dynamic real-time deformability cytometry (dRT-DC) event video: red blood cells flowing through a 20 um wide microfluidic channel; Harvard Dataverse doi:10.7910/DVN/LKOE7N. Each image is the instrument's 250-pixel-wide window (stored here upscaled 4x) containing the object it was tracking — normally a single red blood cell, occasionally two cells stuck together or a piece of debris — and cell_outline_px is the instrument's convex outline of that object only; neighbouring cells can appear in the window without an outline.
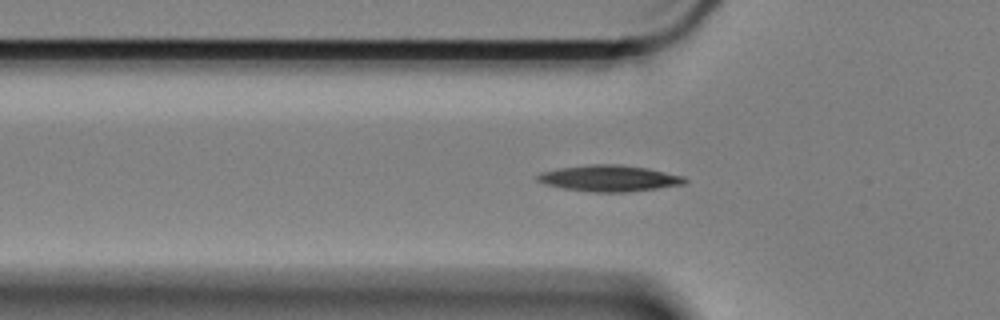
{"species": "Egyptian fruit bat (a non-hibernating species)", "species_latin": "Rousettus aegyptiacus", "temperature_condition": "cold", "stored_images_in_passage": 48, "camera_frame_rate_fps": 3000, "um_per_image_px": 0.085, "animal": {"sex": "female"}, "frame": {"image": 1, "passage_image": 6, "time_ms": 1.667, "image_size_px": [1000, 320], "cell_outline_px": [[688, 180], [684, 184], [628, 192], [592, 192], [564, 188], [544, 184], [536, 180], [536, 176], [540, 172], [560, 168], [592, 164], [620, 164], [648, 168], [684, 176]], "centroid_in_image_um": [51.78, 15.15], "position_along_channel_um": 74.0, "area_um2": 22.48}}
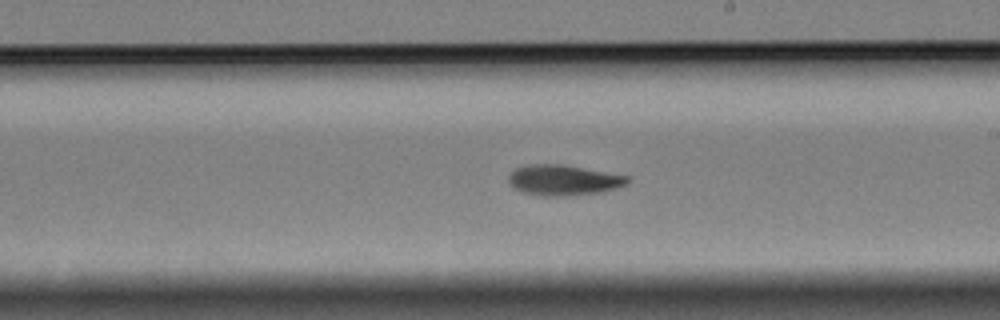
{"frame": {"image": 2, "passage_image": 21, "time_ms": 6.667, "image_size_px": [1000, 320], "cell_outline_px": [[628, 184], [600, 192], [568, 196], [540, 196], [520, 192], [512, 188], [508, 180], [508, 176], [516, 168], [528, 164], [560, 164], [628, 176]], "centroid_in_image_um": [47.82, 15.32], "position_along_channel_um": 241.2, "area_um2": 21.1}}
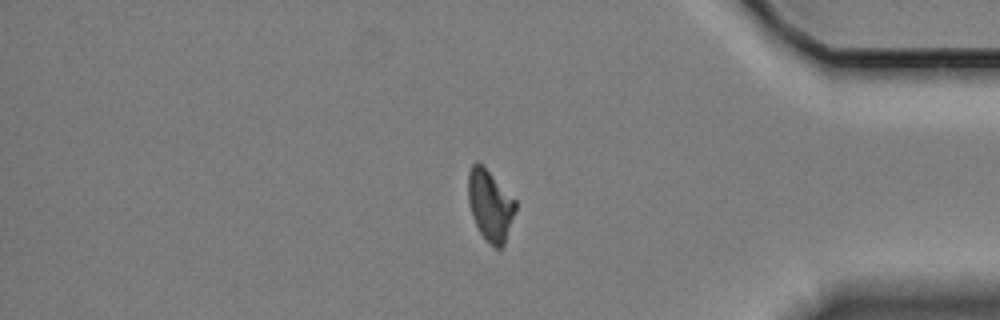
{"frame": {"image": 3, "passage_image": 37, "time_ms": 12.0, "image_size_px": [1000, 320], "cell_outline_px": [[516, 208], [504, 244], [500, 248], [496, 248], [480, 232], [472, 216], [468, 200], [468, 172], [472, 164], [476, 160], [516, 200]], "centroid_in_image_um": [41.65, 17.43], "position_along_channel_um": 393.6, "area_um2": 19.02}, "authors_computed_cell_mechanics": {"area_um2": 20.3745, "velocity_mm_per_s": 3.327, "shape_relaxation_time_tau1_ms": 10.1618, "shape_relaxation_time_tau2_ms": null, "deformation_change_tau1": 0.2112, "deformation_change_tau2": null}}